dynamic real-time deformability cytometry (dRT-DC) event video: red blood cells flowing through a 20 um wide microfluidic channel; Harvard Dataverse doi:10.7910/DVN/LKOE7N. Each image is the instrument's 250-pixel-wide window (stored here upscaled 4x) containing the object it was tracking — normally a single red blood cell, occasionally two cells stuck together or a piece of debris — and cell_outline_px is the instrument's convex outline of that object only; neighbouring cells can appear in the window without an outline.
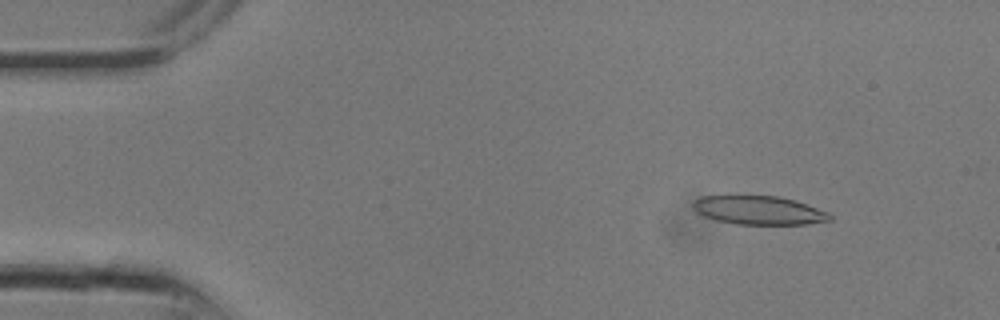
{"species": "common noctule bat (a hibernating species)", "species_latin": "Nyctalus noctula", "temperature_condition": "room temperature", "stored_images_in_passage": 11, "camera_frame_rate_fps": 3000, "um_per_image_px": 0.085, "animal": {"sex": "male", "body_mass_g": 13.3}, "frame": {"image": 1, "passage_image": 3, "time_ms": 0.667, "image_size_px": [1000, 320], "cell_outline_px": [[832, 220], [808, 224], [736, 224], [716, 220], [704, 216], [696, 212], [692, 208], [692, 200], [700, 196], [776, 196], [796, 200], [828, 212], [832, 216]], "centroid_in_image_um": [64.48, 17.87], "position_along_channel_um": 20.5, "area_um2": 22.95}}
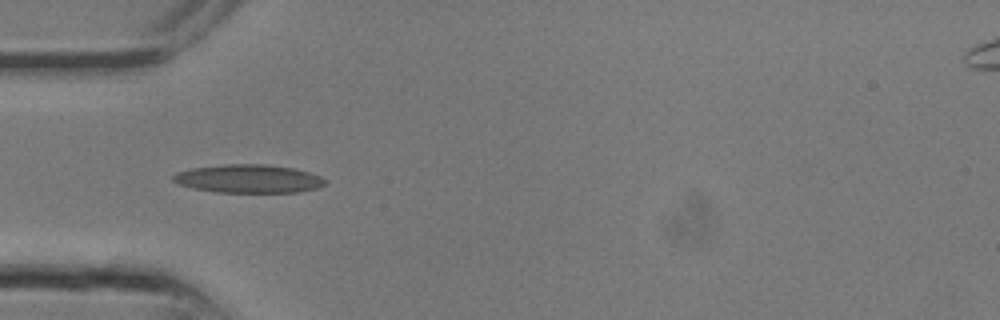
{"frame": {"image": 2, "passage_image": 8, "time_ms": 2.333, "image_size_px": [1000, 320], "cell_outline_px": [[324, 184], [316, 188], [300, 192], [216, 192], [192, 188], [180, 184], [172, 180], [172, 176], [176, 172], [192, 168], [224, 164], [264, 164], [292, 168], [308, 172], [320, 176], [324, 180]], "centroid_in_image_um": [21.08, 15.19], "position_along_channel_um": 63.9, "area_um2": 24.91}}
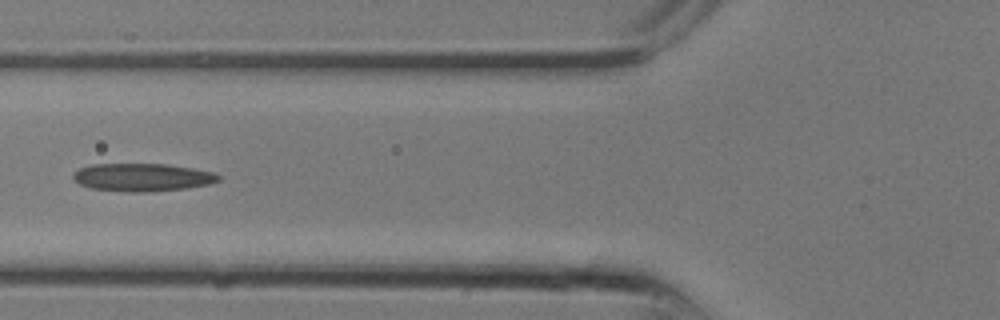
{"frame": {"image": 3, "passage_image": 10, "time_ms": 3.0, "image_size_px": [1000, 320], "cell_outline_px": [[220, 180], [208, 184], [188, 188], [152, 192], [132, 192], [88, 188], [80, 184], [72, 176], [72, 172], [80, 168], [92, 164], [168, 164], [216, 172], [220, 176]], "centroid_in_image_um": [12.11, 15.07], "position_along_channel_um": 113.7, "area_um2": 23.81}}